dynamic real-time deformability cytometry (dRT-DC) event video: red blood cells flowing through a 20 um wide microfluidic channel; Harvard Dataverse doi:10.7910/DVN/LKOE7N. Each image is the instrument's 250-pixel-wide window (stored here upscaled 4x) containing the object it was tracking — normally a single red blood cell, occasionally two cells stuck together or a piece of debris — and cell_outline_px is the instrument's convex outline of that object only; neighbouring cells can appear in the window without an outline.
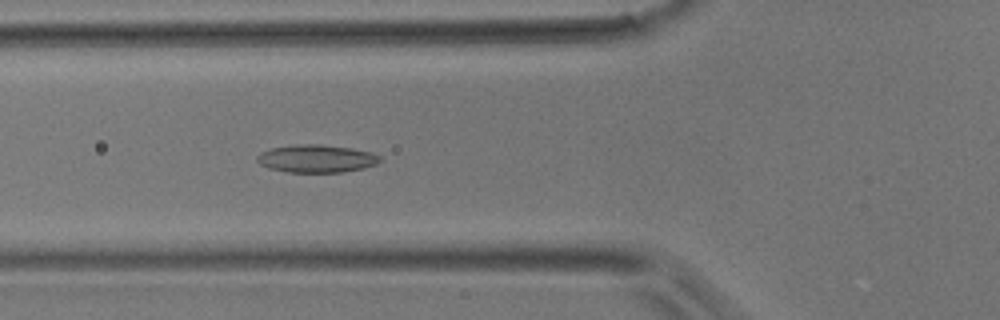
{"species": "common noctule bat (a hibernating species)", "species_latin": "Nyctalus noctula", "temperature_condition": "room temperature", "stored_images_in_passage": 46, "camera_frame_rate_fps": 3000, "um_per_image_px": 0.085, "animal": {"sex": "male", "body_mass_g": 17.9}, "frame": {"image": 1, "passage_image": 16, "time_ms": 5.0, "image_size_px": [1000, 320], "cell_outline_px": [[380, 160], [376, 164], [364, 168], [344, 172], [288, 172], [268, 168], [260, 164], [256, 160], [256, 156], [260, 152], [272, 148], [296, 144], [320, 144], [352, 148], [372, 152], [380, 156]], "centroid_in_image_um": [26.89, 13.48], "position_along_channel_um": 98.9, "area_um2": 20.0}}
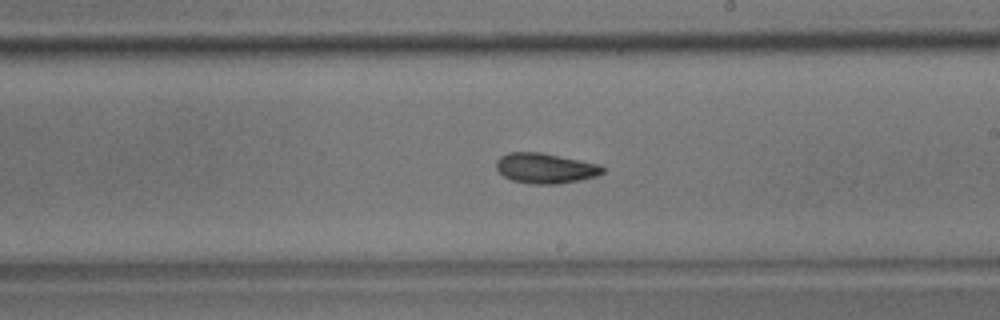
{"frame": {"image": 2, "passage_image": 26, "time_ms": 8.333, "image_size_px": [1000, 320], "cell_outline_px": [[604, 172], [596, 176], [580, 180], [560, 184], [532, 184], [512, 180], [504, 176], [496, 168], [496, 160], [500, 156], [508, 152], [540, 152], [600, 164], [604, 168]], "centroid_in_image_um": [46.35, 14.3], "position_along_channel_um": 242.7, "area_um2": 18.79}}
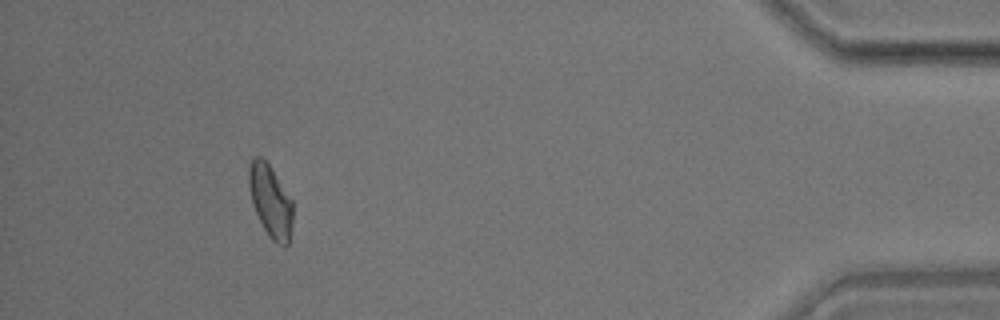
{"frame": {"image": 3, "passage_image": 42, "time_ms": 13.667, "image_size_px": [1000, 320], "cell_outline_px": [[292, 224], [288, 244], [280, 244], [272, 240], [268, 236], [252, 204], [248, 184], [248, 168], [252, 156], [260, 156], [272, 168], [292, 200]], "centroid_in_image_um": [22.97, 17.04], "position_along_channel_um": 412.2, "area_um2": 18.44}}